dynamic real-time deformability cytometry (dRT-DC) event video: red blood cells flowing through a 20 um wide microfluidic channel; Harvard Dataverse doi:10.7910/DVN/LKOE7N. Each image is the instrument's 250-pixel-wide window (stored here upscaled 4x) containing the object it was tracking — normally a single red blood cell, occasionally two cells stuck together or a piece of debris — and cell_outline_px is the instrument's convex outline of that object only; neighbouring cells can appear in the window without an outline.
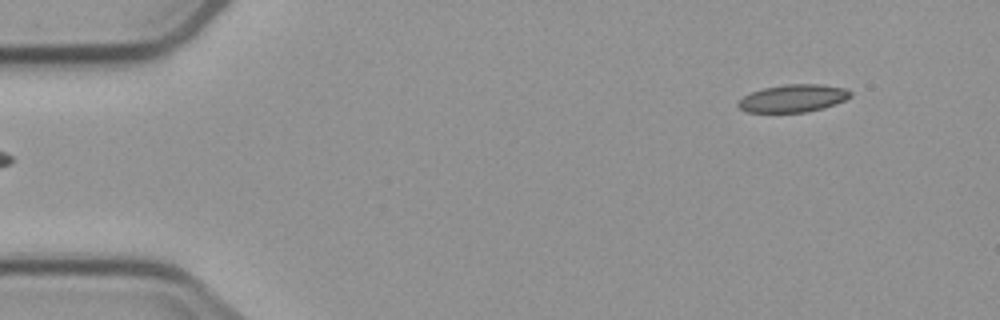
{"species": "common noctule bat (a hibernating species)", "species_latin": "Nyctalus noctula", "temperature_condition": "cold", "stored_images_in_passage": 5, "segment_of_instrument_passage": [2, 2], "camera_frame_rate_fps": 3000, "um_per_image_px": 0.085, "animal": {"sex": "male", "body_mass_g": 23.1, "forearm_length_mm": 52.7}, "frame": {"image": 1, "passage_image": 5, "time_ms": 5.333, "image_size_px": [1000, 320], "cell_outline_px": [[852, 96], [836, 104], [804, 112], [748, 112], [740, 108], [736, 104], [744, 96], [752, 92], [764, 88], [788, 84], [820, 84], [844, 88], [852, 92]], "centroid_in_image_um": [67.42, 8.35], "position_along_channel_um": 17.6, "area_um2": 17.8}}